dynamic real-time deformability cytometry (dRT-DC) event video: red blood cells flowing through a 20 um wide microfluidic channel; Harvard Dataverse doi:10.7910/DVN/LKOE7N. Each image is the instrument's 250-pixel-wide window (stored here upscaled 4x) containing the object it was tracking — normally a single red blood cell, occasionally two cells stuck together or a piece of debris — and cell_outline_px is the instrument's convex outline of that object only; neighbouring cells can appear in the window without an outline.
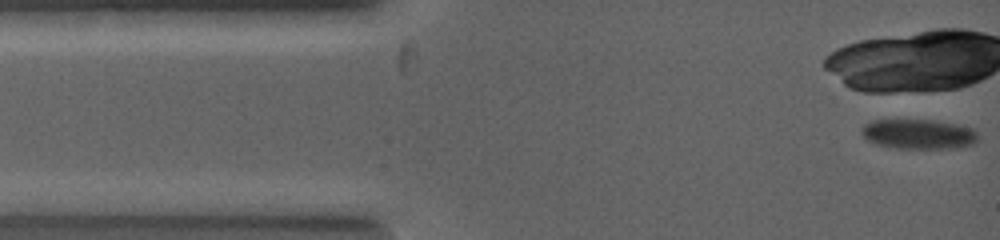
{"species": "common noctule bat (a hibernating species)", "species_latin": "Nyctalus noctula", "temperature_condition": "warm", "stored_images_in_passage": 2, "camera_frame_rate_fps": 5000, "um_per_image_px": 0.085, "animal": {"sex": "female", "body_mass_g": 19.0, "forearm_length_mm": 53.3}, "frame": {"image": 1, "passage_image": 1, "time_ms": 0.0, "image_size_px": [1000, 240], "cell_outline_px": [[976, 140], [972, 144], [952, 148], [896, 148], [876, 144], [868, 140], [860, 132], [864, 124], [872, 120], [936, 120], [956, 124], [972, 128], [976, 132]], "centroid_in_image_um": [78.04, 11.39], "position_along_channel_um": 7.0, "area_um2": 20.06}}